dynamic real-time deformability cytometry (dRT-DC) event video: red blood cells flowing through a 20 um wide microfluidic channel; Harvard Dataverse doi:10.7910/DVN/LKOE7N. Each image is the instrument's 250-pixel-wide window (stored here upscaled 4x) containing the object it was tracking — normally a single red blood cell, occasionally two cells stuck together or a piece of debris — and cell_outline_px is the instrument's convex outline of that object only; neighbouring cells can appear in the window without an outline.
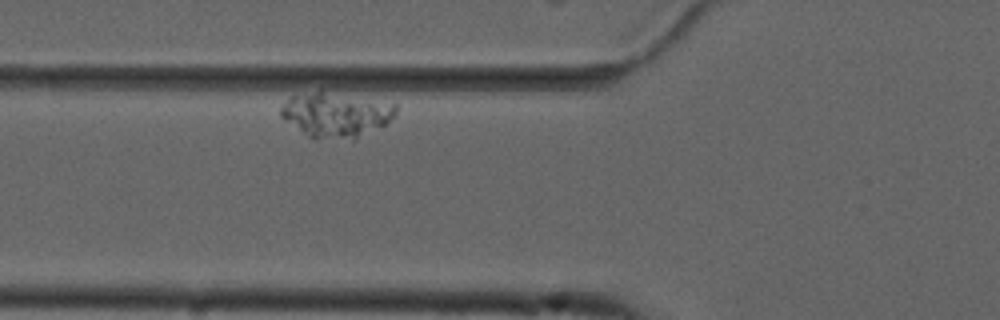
{"species": "common noctule bat (a hibernating species)", "species_latin": "Nyctalus noctula", "temperature_condition": "cold", "stored_images_in_passage": 36, "camera_frame_rate_fps": 3000, "um_per_image_px": 0.085, "animal": {"sex": "male", "forearm_length_mm": 52.5}, "frame": {"image": 1, "passage_image": 6, "time_ms": 1.667, "image_size_px": [1000, 320], "cell_outline_px": [[396, 112], [384, 124], [356, 140], [312, 140], [280, 116], [280, 108], [292, 96], [320, 88], [396, 104]], "centroid_in_image_um": [28.52, 9.75], "position_along_channel_um": 97.3, "area_um2": 30.87}}
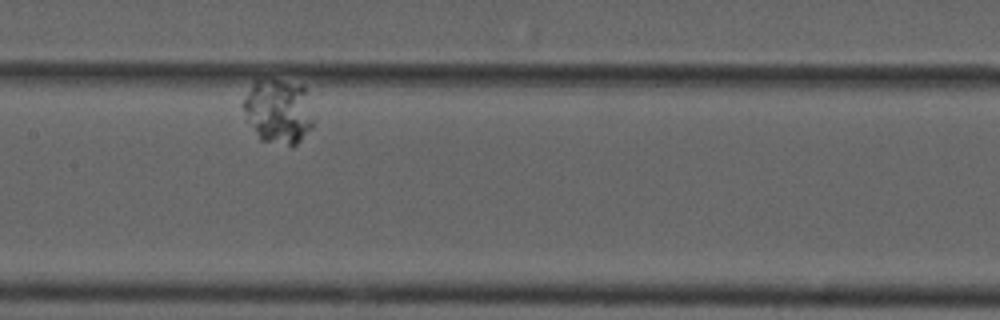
{"frame": {"image": 2, "passage_image": 16, "time_ms": 5.0, "image_size_px": [1000, 320], "cell_outline_px": [[312, 128], [292, 148], [260, 140], [248, 120], [240, 104], [244, 96], [252, 84], [256, 80], [276, 80], [304, 84], [312, 120]], "centroid_in_image_um": [23.63, 9.47], "position_along_channel_um": 183.8, "area_um2": 26.47}}
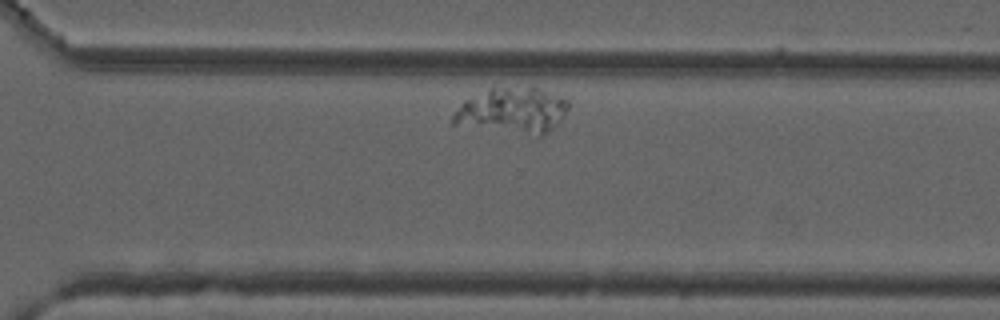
{"frame": {"image": 3, "passage_image": 31, "time_ms": 10.0, "image_size_px": [1000, 320], "cell_outline_px": [[568, 108], [564, 116], [552, 128], [536, 140], [532, 140], [448, 124], [452, 112], [464, 100], [492, 88], [536, 88], [556, 92], [568, 100]], "centroid_in_image_um": [43.5, 9.51], "position_along_channel_um": 327.1, "area_um2": 32.54}}